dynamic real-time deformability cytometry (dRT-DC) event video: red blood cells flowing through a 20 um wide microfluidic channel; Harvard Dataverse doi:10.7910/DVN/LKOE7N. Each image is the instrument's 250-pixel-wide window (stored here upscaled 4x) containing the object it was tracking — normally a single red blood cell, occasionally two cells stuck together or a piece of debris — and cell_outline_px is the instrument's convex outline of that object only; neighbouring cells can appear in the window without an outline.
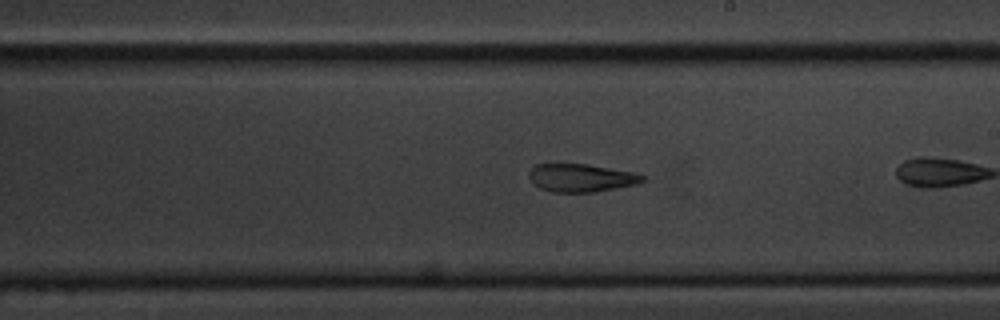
{"species": "common noctule bat (a hibernating species)", "species_latin": "Nyctalus noctula", "temperature_condition": "cold", "stored_images_in_passage": 21, "camera_frame_rate_fps": 3000, "um_per_image_px": 0.085, "animal": {"sex": "male", "body_mass_g": 20.1, "forearm_length_mm": 53.5}, "frame": {"image": 1, "passage_image": 15, "time_ms": 4.667, "image_size_px": [1000, 320], "cell_outline_px": [[644, 180], [636, 184], [592, 192], [552, 192], [540, 188], [532, 184], [528, 176], [528, 172], [536, 164], [588, 164], [632, 172], [644, 176]], "centroid_in_image_um": [49.33, 15.11], "position_along_channel_um": 239.7, "area_um2": 18.38}}
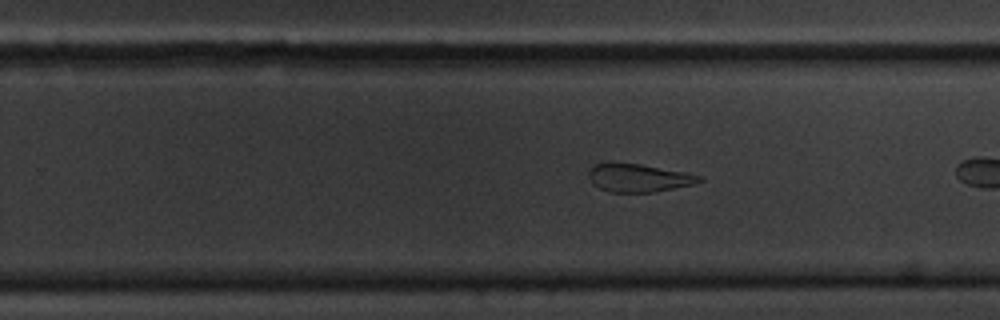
{"frame": {"image": 2, "passage_image": 18, "time_ms": 5.667, "image_size_px": [1000, 320], "cell_outline_px": [[704, 180], [692, 184], [652, 192], [608, 192], [592, 184], [588, 176], [588, 172], [592, 164], [608, 160], [640, 164], [684, 172], [704, 176]], "centroid_in_image_um": [54.19, 15.08], "position_along_channel_um": 275.6, "area_um2": 18.5}}